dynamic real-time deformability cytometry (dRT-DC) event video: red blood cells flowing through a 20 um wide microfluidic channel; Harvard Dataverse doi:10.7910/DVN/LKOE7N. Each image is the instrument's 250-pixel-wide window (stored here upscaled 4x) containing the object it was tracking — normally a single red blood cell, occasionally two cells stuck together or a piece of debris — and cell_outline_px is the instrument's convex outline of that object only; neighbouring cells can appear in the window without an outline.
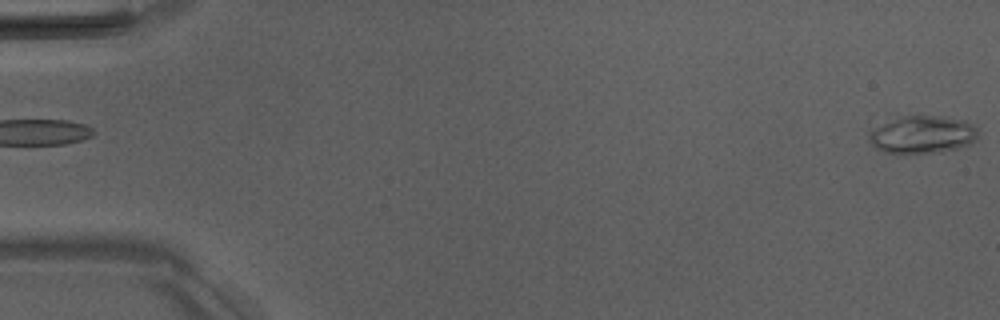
{"species": "Egyptian fruit bat (a non-hibernating species)", "species_latin": "Rousettus aegyptiacus", "temperature_condition": "room temperature", "stored_images_in_passage": 6, "camera_frame_rate_fps": 3000, "um_per_image_px": 0.085, "animal": {"sex": "male"}, "frame": {"image": 1, "passage_image": 6, "time_ms": 6.0, "image_size_px": [1000, 320], "cell_outline_px": [[976, 140], [972, 144], [944, 152], [884, 152], [876, 148], [872, 144], [868, 136], [868, 132], [872, 128], [896, 112], [916, 112], [944, 116], [964, 120], [972, 124], [976, 128]], "centroid_in_image_um": [78.33, 11.33], "position_along_channel_um": 6.7, "area_um2": 25.32}}